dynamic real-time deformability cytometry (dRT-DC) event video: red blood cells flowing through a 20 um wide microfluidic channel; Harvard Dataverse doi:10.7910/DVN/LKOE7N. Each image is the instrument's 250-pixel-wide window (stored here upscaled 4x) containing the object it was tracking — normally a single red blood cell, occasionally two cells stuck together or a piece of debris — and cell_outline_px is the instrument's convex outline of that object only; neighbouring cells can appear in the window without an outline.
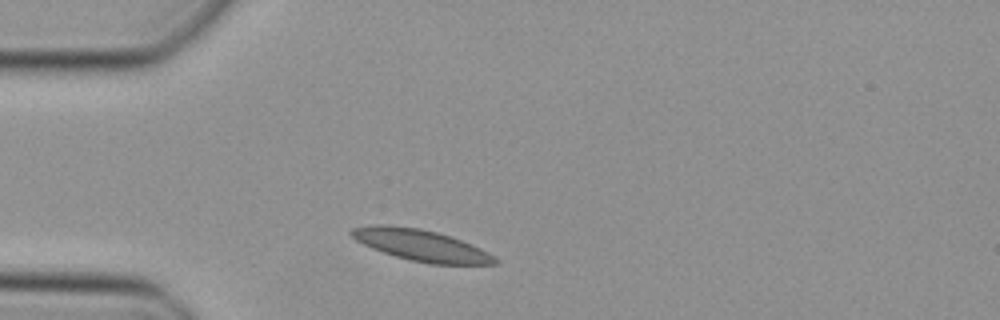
{"species": "Egyptian fruit bat (a non-hibernating species)", "species_latin": "Rousettus aegyptiacus", "temperature_condition": "cold", "stored_images_in_passage": 37, "camera_frame_rate_fps": 3000, "um_per_image_px": 0.085, "animal": {"sex": "female"}, "frame": {"image": 1, "passage_image": 1, "time_ms": 0.0, "image_size_px": [1000, 320], "cell_outline_px": [[500, 264], [432, 264], [408, 260], [372, 248], [356, 240], [348, 232], [352, 228], [372, 224], [388, 224], [420, 228], [452, 236], [480, 248], [488, 252], [500, 260]], "centroid_in_image_um": [35.8, 20.84], "position_along_channel_um": 49.2, "area_um2": 26.36}}
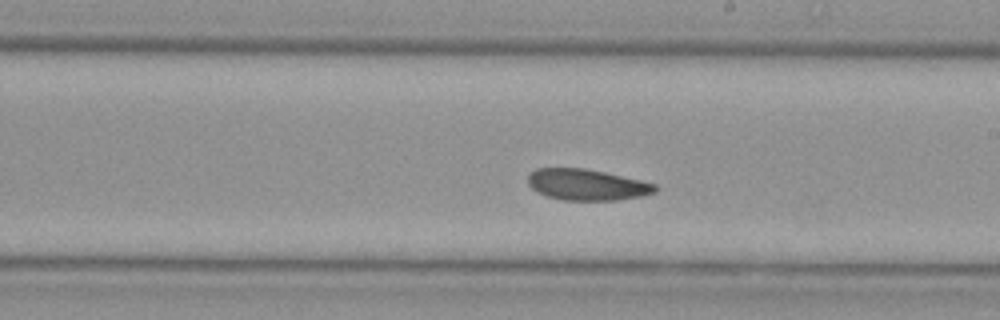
{"frame": {"image": 2, "passage_image": 16, "time_ms": 5.0, "image_size_px": [1000, 320], "cell_outline_px": [[660, 188], [656, 192], [640, 196], [616, 200], [564, 200], [548, 196], [536, 192], [528, 184], [528, 172], [536, 168], [584, 168], [604, 172], [640, 180], [656, 184]], "centroid_in_image_um": [49.87, 15.69], "position_along_channel_um": 239.1, "area_um2": 23.12}}
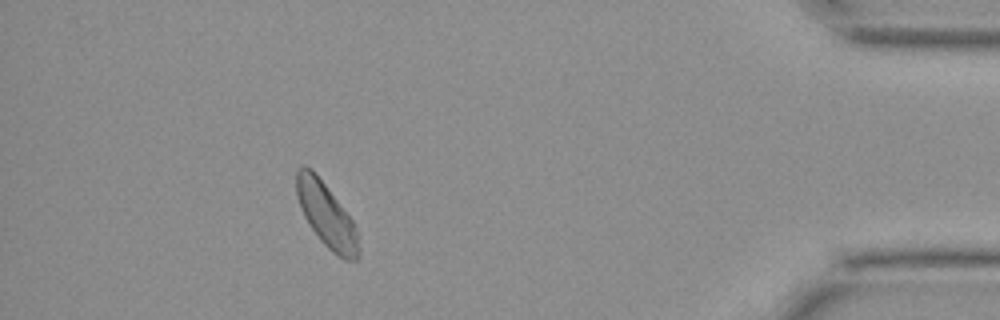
{"frame": {"image": 3, "passage_image": 32, "time_ms": 10.333, "image_size_px": [1000, 320], "cell_outline_px": [[360, 252], [356, 260], [344, 260], [332, 252], [320, 240], [308, 224], [300, 208], [296, 196], [296, 168], [304, 164], [312, 168], [352, 220], [356, 228], [360, 248]], "centroid_in_image_um": [27.72, 18.27], "position_along_channel_um": 407.5, "area_um2": 23.29}}